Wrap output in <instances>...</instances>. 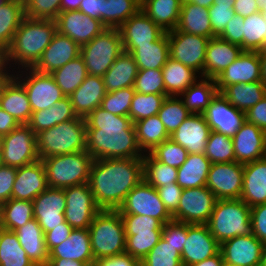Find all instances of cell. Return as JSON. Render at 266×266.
Returning a JSON list of instances; mask_svg holds the SVG:
<instances>
[{"label": "cell", "mask_w": 266, "mask_h": 266, "mask_svg": "<svg viewBox=\"0 0 266 266\" xmlns=\"http://www.w3.org/2000/svg\"><path fill=\"white\" fill-rule=\"evenodd\" d=\"M85 120L86 150L94 160L143 157L130 117L114 115L99 106Z\"/></svg>", "instance_id": "obj_1"}, {"label": "cell", "mask_w": 266, "mask_h": 266, "mask_svg": "<svg viewBox=\"0 0 266 266\" xmlns=\"http://www.w3.org/2000/svg\"><path fill=\"white\" fill-rule=\"evenodd\" d=\"M143 174V157L94 160L88 184L96 205L118 210L131 190L144 180Z\"/></svg>", "instance_id": "obj_2"}, {"label": "cell", "mask_w": 266, "mask_h": 266, "mask_svg": "<svg viewBox=\"0 0 266 266\" xmlns=\"http://www.w3.org/2000/svg\"><path fill=\"white\" fill-rule=\"evenodd\" d=\"M56 31L55 20L30 19L25 16L2 58L13 71L33 67L50 44ZM14 64L18 67L16 68Z\"/></svg>", "instance_id": "obj_3"}, {"label": "cell", "mask_w": 266, "mask_h": 266, "mask_svg": "<svg viewBox=\"0 0 266 266\" xmlns=\"http://www.w3.org/2000/svg\"><path fill=\"white\" fill-rule=\"evenodd\" d=\"M40 160L47 157L72 154L86 150L87 128L84 117L77 116L43 130L36 135Z\"/></svg>", "instance_id": "obj_4"}, {"label": "cell", "mask_w": 266, "mask_h": 266, "mask_svg": "<svg viewBox=\"0 0 266 266\" xmlns=\"http://www.w3.org/2000/svg\"><path fill=\"white\" fill-rule=\"evenodd\" d=\"M88 231L94 260L125 254L126 235L118 210L101 209Z\"/></svg>", "instance_id": "obj_5"}, {"label": "cell", "mask_w": 266, "mask_h": 266, "mask_svg": "<svg viewBox=\"0 0 266 266\" xmlns=\"http://www.w3.org/2000/svg\"><path fill=\"white\" fill-rule=\"evenodd\" d=\"M251 209L241 199L217 200L207 223L212 236L221 244L236 236L252 233Z\"/></svg>", "instance_id": "obj_6"}, {"label": "cell", "mask_w": 266, "mask_h": 266, "mask_svg": "<svg viewBox=\"0 0 266 266\" xmlns=\"http://www.w3.org/2000/svg\"><path fill=\"white\" fill-rule=\"evenodd\" d=\"M41 161L45 167L48 187L63 189L88 183L94 159L85 150L47 157Z\"/></svg>", "instance_id": "obj_7"}, {"label": "cell", "mask_w": 266, "mask_h": 266, "mask_svg": "<svg viewBox=\"0 0 266 266\" xmlns=\"http://www.w3.org/2000/svg\"><path fill=\"white\" fill-rule=\"evenodd\" d=\"M124 52L118 28H106L89 43L81 46L88 75L103 77L117 57Z\"/></svg>", "instance_id": "obj_8"}, {"label": "cell", "mask_w": 266, "mask_h": 266, "mask_svg": "<svg viewBox=\"0 0 266 266\" xmlns=\"http://www.w3.org/2000/svg\"><path fill=\"white\" fill-rule=\"evenodd\" d=\"M22 69L15 70L14 77L24 86L32 112L50 108L65 97L51 74Z\"/></svg>", "instance_id": "obj_9"}, {"label": "cell", "mask_w": 266, "mask_h": 266, "mask_svg": "<svg viewBox=\"0 0 266 266\" xmlns=\"http://www.w3.org/2000/svg\"><path fill=\"white\" fill-rule=\"evenodd\" d=\"M35 132L20 124L9 134L0 138L3 165L22 167L39 160Z\"/></svg>", "instance_id": "obj_10"}, {"label": "cell", "mask_w": 266, "mask_h": 266, "mask_svg": "<svg viewBox=\"0 0 266 266\" xmlns=\"http://www.w3.org/2000/svg\"><path fill=\"white\" fill-rule=\"evenodd\" d=\"M216 196L207 186L183 189L174 221L187 224H207L214 210Z\"/></svg>", "instance_id": "obj_11"}, {"label": "cell", "mask_w": 266, "mask_h": 266, "mask_svg": "<svg viewBox=\"0 0 266 266\" xmlns=\"http://www.w3.org/2000/svg\"><path fill=\"white\" fill-rule=\"evenodd\" d=\"M118 211L120 214L148 215L158 219L163 225L173 220L159 198L157 189L145 180L131 190Z\"/></svg>", "instance_id": "obj_12"}, {"label": "cell", "mask_w": 266, "mask_h": 266, "mask_svg": "<svg viewBox=\"0 0 266 266\" xmlns=\"http://www.w3.org/2000/svg\"><path fill=\"white\" fill-rule=\"evenodd\" d=\"M170 57L202 75L210 38L181 32H167Z\"/></svg>", "instance_id": "obj_13"}, {"label": "cell", "mask_w": 266, "mask_h": 266, "mask_svg": "<svg viewBox=\"0 0 266 266\" xmlns=\"http://www.w3.org/2000/svg\"><path fill=\"white\" fill-rule=\"evenodd\" d=\"M66 198L65 221L73 229H86L101 210L95 203L88 183L63 188Z\"/></svg>", "instance_id": "obj_14"}, {"label": "cell", "mask_w": 266, "mask_h": 266, "mask_svg": "<svg viewBox=\"0 0 266 266\" xmlns=\"http://www.w3.org/2000/svg\"><path fill=\"white\" fill-rule=\"evenodd\" d=\"M244 164L238 162L211 164L206 186L217 200L240 199Z\"/></svg>", "instance_id": "obj_15"}, {"label": "cell", "mask_w": 266, "mask_h": 266, "mask_svg": "<svg viewBox=\"0 0 266 266\" xmlns=\"http://www.w3.org/2000/svg\"><path fill=\"white\" fill-rule=\"evenodd\" d=\"M220 252V243L207 224H187V236L181 253L182 265L191 266Z\"/></svg>", "instance_id": "obj_16"}, {"label": "cell", "mask_w": 266, "mask_h": 266, "mask_svg": "<svg viewBox=\"0 0 266 266\" xmlns=\"http://www.w3.org/2000/svg\"><path fill=\"white\" fill-rule=\"evenodd\" d=\"M55 22L56 30L71 38L80 47L106 29L100 20L91 18L79 10L60 12Z\"/></svg>", "instance_id": "obj_17"}, {"label": "cell", "mask_w": 266, "mask_h": 266, "mask_svg": "<svg viewBox=\"0 0 266 266\" xmlns=\"http://www.w3.org/2000/svg\"><path fill=\"white\" fill-rule=\"evenodd\" d=\"M32 203L34 219L38 221L44 233L62 226L66 207L64 189L48 187Z\"/></svg>", "instance_id": "obj_18"}, {"label": "cell", "mask_w": 266, "mask_h": 266, "mask_svg": "<svg viewBox=\"0 0 266 266\" xmlns=\"http://www.w3.org/2000/svg\"><path fill=\"white\" fill-rule=\"evenodd\" d=\"M118 29L123 50L127 53H131L140 45L152 44L165 33L141 9L130 16Z\"/></svg>", "instance_id": "obj_19"}, {"label": "cell", "mask_w": 266, "mask_h": 266, "mask_svg": "<svg viewBox=\"0 0 266 266\" xmlns=\"http://www.w3.org/2000/svg\"><path fill=\"white\" fill-rule=\"evenodd\" d=\"M264 244L252 233L220 244L223 261L236 266H261Z\"/></svg>", "instance_id": "obj_20"}, {"label": "cell", "mask_w": 266, "mask_h": 266, "mask_svg": "<svg viewBox=\"0 0 266 266\" xmlns=\"http://www.w3.org/2000/svg\"><path fill=\"white\" fill-rule=\"evenodd\" d=\"M211 131L233 137L245 123V113L233 107L221 93H217L203 113Z\"/></svg>", "instance_id": "obj_21"}, {"label": "cell", "mask_w": 266, "mask_h": 266, "mask_svg": "<svg viewBox=\"0 0 266 266\" xmlns=\"http://www.w3.org/2000/svg\"><path fill=\"white\" fill-rule=\"evenodd\" d=\"M261 81V61L257 51H242L239 57L215 78L218 93L226 86Z\"/></svg>", "instance_id": "obj_22"}, {"label": "cell", "mask_w": 266, "mask_h": 266, "mask_svg": "<svg viewBox=\"0 0 266 266\" xmlns=\"http://www.w3.org/2000/svg\"><path fill=\"white\" fill-rule=\"evenodd\" d=\"M232 140L235 162L246 164L266 157V132L256 125L245 121Z\"/></svg>", "instance_id": "obj_23"}, {"label": "cell", "mask_w": 266, "mask_h": 266, "mask_svg": "<svg viewBox=\"0 0 266 266\" xmlns=\"http://www.w3.org/2000/svg\"><path fill=\"white\" fill-rule=\"evenodd\" d=\"M80 53L81 47L75 41L56 31L50 44L32 68L38 72L51 74L69 61L77 58Z\"/></svg>", "instance_id": "obj_24"}, {"label": "cell", "mask_w": 266, "mask_h": 266, "mask_svg": "<svg viewBox=\"0 0 266 266\" xmlns=\"http://www.w3.org/2000/svg\"><path fill=\"white\" fill-rule=\"evenodd\" d=\"M48 188L46 171L39 159L33 163L17 168L12 189V198L33 201Z\"/></svg>", "instance_id": "obj_25"}, {"label": "cell", "mask_w": 266, "mask_h": 266, "mask_svg": "<svg viewBox=\"0 0 266 266\" xmlns=\"http://www.w3.org/2000/svg\"><path fill=\"white\" fill-rule=\"evenodd\" d=\"M210 132L203 114H191L170 135V139L184 147L189 154H204Z\"/></svg>", "instance_id": "obj_26"}, {"label": "cell", "mask_w": 266, "mask_h": 266, "mask_svg": "<svg viewBox=\"0 0 266 266\" xmlns=\"http://www.w3.org/2000/svg\"><path fill=\"white\" fill-rule=\"evenodd\" d=\"M242 51L239 45L230 43L219 36L210 38L203 73L200 77L215 79L239 57Z\"/></svg>", "instance_id": "obj_27"}, {"label": "cell", "mask_w": 266, "mask_h": 266, "mask_svg": "<svg viewBox=\"0 0 266 266\" xmlns=\"http://www.w3.org/2000/svg\"><path fill=\"white\" fill-rule=\"evenodd\" d=\"M106 93L103 78L88 75L83 83L69 96L74 113L86 118L101 105Z\"/></svg>", "instance_id": "obj_28"}, {"label": "cell", "mask_w": 266, "mask_h": 266, "mask_svg": "<svg viewBox=\"0 0 266 266\" xmlns=\"http://www.w3.org/2000/svg\"><path fill=\"white\" fill-rule=\"evenodd\" d=\"M240 199L250 208L266 203V157L244 164Z\"/></svg>", "instance_id": "obj_29"}, {"label": "cell", "mask_w": 266, "mask_h": 266, "mask_svg": "<svg viewBox=\"0 0 266 266\" xmlns=\"http://www.w3.org/2000/svg\"><path fill=\"white\" fill-rule=\"evenodd\" d=\"M49 258L77 260L93 266L95 260L88 228L73 229L66 240L49 251Z\"/></svg>", "instance_id": "obj_30"}, {"label": "cell", "mask_w": 266, "mask_h": 266, "mask_svg": "<svg viewBox=\"0 0 266 266\" xmlns=\"http://www.w3.org/2000/svg\"><path fill=\"white\" fill-rule=\"evenodd\" d=\"M14 232L18 236L22 248L35 266L48 265L49 250L45 243L44 232L36 219L33 218Z\"/></svg>", "instance_id": "obj_31"}, {"label": "cell", "mask_w": 266, "mask_h": 266, "mask_svg": "<svg viewBox=\"0 0 266 266\" xmlns=\"http://www.w3.org/2000/svg\"><path fill=\"white\" fill-rule=\"evenodd\" d=\"M0 107L20 124H27L32 109L24 86L13 76L0 94Z\"/></svg>", "instance_id": "obj_32"}, {"label": "cell", "mask_w": 266, "mask_h": 266, "mask_svg": "<svg viewBox=\"0 0 266 266\" xmlns=\"http://www.w3.org/2000/svg\"><path fill=\"white\" fill-rule=\"evenodd\" d=\"M140 8L139 0H96V19L106 28H119Z\"/></svg>", "instance_id": "obj_33"}, {"label": "cell", "mask_w": 266, "mask_h": 266, "mask_svg": "<svg viewBox=\"0 0 266 266\" xmlns=\"http://www.w3.org/2000/svg\"><path fill=\"white\" fill-rule=\"evenodd\" d=\"M138 70L133 56L122 52L102 77L106 91L112 92L134 86Z\"/></svg>", "instance_id": "obj_34"}, {"label": "cell", "mask_w": 266, "mask_h": 266, "mask_svg": "<svg viewBox=\"0 0 266 266\" xmlns=\"http://www.w3.org/2000/svg\"><path fill=\"white\" fill-rule=\"evenodd\" d=\"M220 93L233 107L246 113L266 97V86L262 81L238 83L226 86Z\"/></svg>", "instance_id": "obj_35"}, {"label": "cell", "mask_w": 266, "mask_h": 266, "mask_svg": "<svg viewBox=\"0 0 266 266\" xmlns=\"http://www.w3.org/2000/svg\"><path fill=\"white\" fill-rule=\"evenodd\" d=\"M76 117L69 96H65L50 108L32 112L27 125L37 135L43 130Z\"/></svg>", "instance_id": "obj_36"}, {"label": "cell", "mask_w": 266, "mask_h": 266, "mask_svg": "<svg viewBox=\"0 0 266 266\" xmlns=\"http://www.w3.org/2000/svg\"><path fill=\"white\" fill-rule=\"evenodd\" d=\"M167 96H180L190 85H193L200 76L192 68L169 57L162 68Z\"/></svg>", "instance_id": "obj_37"}, {"label": "cell", "mask_w": 266, "mask_h": 266, "mask_svg": "<svg viewBox=\"0 0 266 266\" xmlns=\"http://www.w3.org/2000/svg\"><path fill=\"white\" fill-rule=\"evenodd\" d=\"M177 30L207 38L213 37L208 8L187 2L181 6Z\"/></svg>", "instance_id": "obj_38"}, {"label": "cell", "mask_w": 266, "mask_h": 266, "mask_svg": "<svg viewBox=\"0 0 266 266\" xmlns=\"http://www.w3.org/2000/svg\"><path fill=\"white\" fill-rule=\"evenodd\" d=\"M182 4L178 0H147L141 10L164 32L177 28Z\"/></svg>", "instance_id": "obj_39"}, {"label": "cell", "mask_w": 266, "mask_h": 266, "mask_svg": "<svg viewBox=\"0 0 266 266\" xmlns=\"http://www.w3.org/2000/svg\"><path fill=\"white\" fill-rule=\"evenodd\" d=\"M210 166L205 154H188L185 163L177 169L176 183L182 189L206 186Z\"/></svg>", "instance_id": "obj_40"}, {"label": "cell", "mask_w": 266, "mask_h": 266, "mask_svg": "<svg viewBox=\"0 0 266 266\" xmlns=\"http://www.w3.org/2000/svg\"><path fill=\"white\" fill-rule=\"evenodd\" d=\"M130 54L139 70L162 69L170 57L167 32L152 44L136 47Z\"/></svg>", "instance_id": "obj_41"}, {"label": "cell", "mask_w": 266, "mask_h": 266, "mask_svg": "<svg viewBox=\"0 0 266 266\" xmlns=\"http://www.w3.org/2000/svg\"><path fill=\"white\" fill-rule=\"evenodd\" d=\"M217 93L215 79L200 77L179 97L191 114H203Z\"/></svg>", "instance_id": "obj_42"}, {"label": "cell", "mask_w": 266, "mask_h": 266, "mask_svg": "<svg viewBox=\"0 0 266 266\" xmlns=\"http://www.w3.org/2000/svg\"><path fill=\"white\" fill-rule=\"evenodd\" d=\"M25 17L23 0H9L0 7V55L12 42L13 36Z\"/></svg>", "instance_id": "obj_43"}, {"label": "cell", "mask_w": 266, "mask_h": 266, "mask_svg": "<svg viewBox=\"0 0 266 266\" xmlns=\"http://www.w3.org/2000/svg\"><path fill=\"white\" fill-rule=\"evenodd\" d=\"M136 140L143 154L151 152L163 141L170 139L158 115L134 122Z\"/></svg>", "instance_id": "obj_44"}, {"label": "cell", "mask_w": 266, "mask_h": 266, "mask_svg": "<svg viewBox=\"0 0 266 266\" xmlns=\"http://www.w3.org/2000/svg\"><path fill=\"white\" fill-rule=\"evenodd\" d=\"M58 87L65 96H70L88 76L84 59L81 55L51 73Z\"/></svg>", "instance_id": "obj_45"}, {"label": "cell", "mask_w": 266, "mask_h": 266, "mask_svg": "<svg viewBox=\"0 0 266 266\" xmlns=\"http://www.w3.org/2000/svg\"><path fill=\"white\" fill-rule=\"evenodd\" d=\"M0 266H35L14 231L0 228Z\"/></svg>", "instance_id": "obj_46"}, {"label": "cell", "mask_w": 266, "mask_h": 266, "mask_svg": "<svg viewBox=\"0 0 266 266\" xmlns=\"http://www.w3.org/2000/svg\"><path fill=\"white\" fill-rule=\"evenodd\" d=\"M33 218L32 201L11 198L2 204L0 228L15 231Z\"/></svg>", "instance_id": "obj_47"}, {"label": "cell", "mask_w": 266, "mask_h": 266, "mask_svg": "<svg viewBox=\"0 0 266 266\" xmlns=\"http://www.w3.org/2000/svg\"><path fill=\"white\" fill-rule=\"evenodd\" d=\"M243 51L266 49V18L258 11L243 17Z\"/></svg>", "instance_id": "obj_48"}, {"label": "cell", "mask_w": 266, "mask_h": 266, "mask_svg": "<svg viewBox=\"0 0 266 266\" xmlns=\"http://www.w3.org/2000/svg\"><path fill=\"white\" fill-rule=\"evenodd\" d=\"M143 173L144 180L156 189L168 183H176L178 177L177 168L154 159L149 153L143 155Z\"/></svg>", "instance_id": "obj_49"}, {"label": "cell", "mask_w": 266, "mask_h": 266, "mask_svg": "<svg viewBox=\"0 0 266 266\" xmlns=\"http://www.w3.org/2000/svg\"><path fill=\"white\" fill-rule=\"evenodd\" d=\"M191 115L179 96H167L162 103L158 116L169 135Z\"/></svg>", "instance_id": "obj_50"}, {"label": "cell", "mask_w": 266, "mask_h": 266, "mask_svg": "<svg viewBox=\"0 0 266 266\" xmlns=\"http://www.w3.org/2000/svg\"><path fill=\"white\" fill-rule=\"evenodd\" d=\"M204 154L211 164L235 162L232 137L211 131Z\"/></svg>", "instance_id": "obj_51"}, {"label": "cell", "mask_w": 266, "mask_h": 266, "mask_svg": "<svg viewBox=\"0 0 266 266\" xmlns=\"http://www.w3.org/2000/svg\"><path fill=\"white\" fill-rule=\"evenodd\" d=\"M166 97V94H142L135 92L129 111V117L132 122L158 115Z\"/></svg>", "instance_id": "obj_52"}, {"label": "cell", "mask_w": 266, "mask_h": 266, "mask_svg": "<svg viewBox=\"0 0 266 266\" xmlns=\"http://www.w3.org/2000/svg\"><path fill=\"white\" fill-rule=\"evenodd\" d=\"M140 264L142 266H183L181 253L162 238L140 261Z\"/></svg>", "instance_id": "obj_53"}, {"label": "cell", "mask_w": 266, "mask_h": 266, "mask_svg": "<svg viewBox=\"0 0 266 266\" xmlns=\"http://www.w3.org/2000/svg\"><path fill=\"white\" fill-rule=\"evenodd\" d=\"M149 154L154 159L178 169L185 163L189 153L180 144L168 139L156 146Z\"/></svg>", "instance_id": "obj_54"}, {"label": "cell", "mask_w": 266, "mask_h": 266, "mask_svg": "<svg viewBox=\"0 0 266 266\" xmlns=\"http://www.w3.org/2000/svg\"><path fill=\"white\" fill-rule=\"evenodd\" d=\"M135 92L134 86L107 92L101 101L100 107L114 115L129 117V111Z\"/></svg>", "instance_id": "obj_55"}, {"label": "cell", "mask_w": 266, "mask_h": 266, "mask_svg": "<svg viewBox=\"0 0 266 266\" xmlns=\"http://www.w3.org/2000/svg\"><path fill=\"white\" fill-rule=\"evenodd\" d=\"M161 233L162 231H152V233L126 235L125 254L141 261L159 242Z\"/></svg>", "instance_id": "obj_56"}, {"label": "cell", "mask_w": 266, "mask_h": 266, "mask_svg": "<svg viewBox=\"0 0 266 266\" xmlns=\"http://www.w3.org/2000/svg\"><path fill=\"white\" fill-rule=\"evenodd\" d=\"M134 89L142 94H165L162 69L138 70Z\"/></svg>", "instance_id": "obj_57"}, {"label": "cell", "mask_w": 266, "mask_h": 266, "mask_svg": "<svg viewBox=\"0 0 266 266\" xmlns=\"http://www.w3.org/2000/svg\"><path fill=\"white\" fill-rule=\"evenodd\" d=\"M124 223L125 235H136L162 231L163 224L148 215L121 214Z\"/></svg>", "instance_id": "obj_58"}, {"label": "cell", "mask_w": 266, "mask_h": 266, "mask_svg": "<svg viewBox=\"0 0 266 266\" xmlns=\"http://www.w3.org/2000/svg\"><path fill=\"white\" fill-rule=\"evenodd\" d=\"M25 16L30 19L55 20L60 13L61 0H23Z\"/></svg>", "instance_id": "obj_59"}, {"label": "cell", "mask_w": 266, "mask_h": 266, "mask_svg": "<svg viewBox=\"0 0 266 266\" xmlns=\"http://www.w3.org/2000/svg\"><path fill=\"white\" fill-rule=\"evenodd\" d=\"M208 13L210 15L213 37L220 36L225 30L228 22L236 14L233 6H223L217 4H213L210 8H208Z\"/></svg>", "instance_id": "obj_60"}, {"label": "cell", "mask_w": 266, "mask_h": 266, "mask_svg": "<svg viewBox=\"0 0 266 266\" xmlns=\"http://www.w3.org/2000/svg\"><path fill=\"white\" fill-rule=\"evenodd\" d=\"M187 236V223L170 221L163 225L161 238L182 253Z\"/></svg>", "instance_id": "obj_61"}, {"label": "cell", "mask_w": 266, "mask_h": 266, "mask_svg": "<svg viewBox=\"0 0 266 266\" xmlns=\"http://www.w3.org/2000/svg\"><path fill=\"white\" fill-rule=\"evenodd\" d=\"M183 189L177 183H168L157 188L159 198L172 215L177 209Z\"/></svg>", "instance_id": "obj_62"}, {"label": "cell", "mask_w": 266, "mask_h": 266, "mask_svg": "<svg viewBox=\"0 0 266 266\" xmlns=\"http://www.w3.org/2000/svg\"><path fill=\"white\" fill-rule=\"evenodd\" d=\"M250 209L252 234L266 244V203L253 206Z\"/></svg>", "instance_id": "obj_63"}, {"label": "cell", "mask_w": 266, "mask_h": 266, "mask_svg": "<svg viewBox=\"0 0 266 266\" xmlns=\"http://www.w3.org/2000/svg\"><path fill=\"white\" fill-rule=\"evenodd\" d=\"M243 27V17L235 14L219 37L230 43L239 45L243 50Z\"/></svg>", "instance_id": "obj_64"}, {"label": "cell", "mask_w": 266, "mask_h": 266, "mask_svg": "<svg viewBox=\"0 0 266 266\" xmlns=\"http://www.w3.org/2000/svg\"><path fill=\"white\" fill-rule=\"evenodd\" d=\"M17 168L7 165L0 166V203L3 204L12 198V189Z\"/></svg>", "instance_id": "obj_65"}, {"label": "cell", "mask_w": 266, "mask_h": 266, "mask_svg": "<svg viewBox=\"0 0 266 266\" xmlns=\"http://www.w3.org/2000/svg\"><path fill=\"white\" fill-rule=\"evenodd\" d=\"M73 228L70 224L66 221L62 223V226H57L56 228L52 229L51 231L45 232V243L50 251L54 246L59 245L64 240H66Z\"/></svg>", "instance_id": "obj_66"}, {"label": "cell", "mask_w": 266, "mask_h": 266, "mask_svg": "<svg viewBox=\"0 0 266 266\" xmlns=\"http://www.w3.org/2000/svg\"><path fill=\"white\" fill-rule=\"evenodd\" d=\"M245 119L266 132V97L245 113Z\"/></svg>", "instance_id": "obj_67"}, {"label": "cell", "mask_w": 266, "mask_h": 266, "mask_svg": "<svg viewBox=\"0 0 266 266\" xmlns=\"http://www.w3.org/2000/svg\"><path fill=\"white\" fill-rule=\"evenodd\" d=\"M140 261L128 254H122L110 258H102L94 261L93 266H139Z\"/></svg>", "instance_id": "obj_68"}, {"label": "cell", "mask_w": 266, "mask_h": 266, "mask_svg": "<svg viewBox=\"0 0 266 266\" xmlns=\"http://www.w3.org/2000/svg\"><path fill=\"white\" fill-rule=\"evenodd\" d=\"M233 9L241 17H246L259 11L256 0H235Z\"/></svg>", "instance_id": "obj_69"}, {"label": "cell", "mask_w": 266, "mask_h": 266, "mask_svg": "<svg viewBox=\"0 0 266 266\" xmlns=\"http://www.w3.org/2000/svg\"><path fill=\"white\" fill-rule=\"evenodd\" d=\"M19 125L20 123L12 115L0 107V138L9 134Z\"/></svg>", "instance_id": "obj_70"}, {"label": "cell", "mask_w": 266, "mask_h": 266, "mask_svg": "<svg viewBox=\"0 0 266 266\" xmlns=\"http://www.w3.org/2000/svg\"><path fill=\"white\" fill-rule=\"evenodd\" d=\"M9 66V67H8ZM10 65L3 59H0V94L4 86L10 81V79L14 76L13 70L11 71Z\"/></svg>", "instance_id": "obj_71"}, {"label": "cell", "mask_w": 266, "mask_h": 266, "mask_svg": "<svg viewBox=\"0 0 266 266\" xmlns=\"http://www.w3.org/2000/svg\"><path fill=\"white\" fill-rule=\"evenodd\" d=\"M47 266H89L85 262L64 258H49Z\"/></svg>", "instance_id": "obj_72"}, {"label": "cell", "mask_w": 266, "mask_h": 266, "mask_svg": "<svg viewBox=\"0 0 266 266\" xmlns=\"http://www.w3.org/2000/svg\"><path fill=\"white\" fill-rule=\"evenodd\" d=\"M79 11L96 19V0H82Z\"/></svg>", "instance_id": "obj_73"}, {"label": "cell", "mask_w": 266, "mask_h": 266, "mask_svg": "<svg viewBox=\"0 0 266 266\" xmlns=\"http://www.w3.org/2000/svg\"><path fill=\"white\" fill-rule=\"evenodd\" d=\"M223 257L221 252H219L218 254L207 258L199 263L193 264L191 266H222L223 264Z\"/></svg>", "instance_id": "obj_74"}, {"label": "cell", "mask_w": 266, "mask_h": 266, "mask_svg": "<svg viewBox=\"0 0 266 266\" xmlns=\"http://www.w3.org/2000/svg\"><path fill=\"white\" fill-rule=\"evenodd\" d=\"M82 0H61L60 12L79 10Z\"/></svg>", "instance_id": "obj_75"}, {"label": "cell", "mask_w": 266, "mask_h": 266, "mask_svg": "<svg viewBox=\"0 0 266 266\" xmlns=\"http://www.w3.org/2000/svg\"><path fill=\"white\" fill-rule=\"evenodd\" d=\"M258 55L261 61V81L266 86V49L259 50Z\"/></svg>", "instance_id": "obj_76"}, {"label": "cell", "mask_w": 266, "mask_h": 266, "mask_svg": "<svg viewBox=\"0 0 266 266\" xmlns=\"http://www.w3.org/2000/svg\"><path fill=\"white\" fill-rule=\"evenodd\" d=\"M189 2L201 7L210 8L213 5L214 0H189Z\"/></svg>", "instance_id": "obj_77"}, {"label": "cell", "mask_w": 266, "mask_h": 266, "mask_svg": "<svg viewBox=\"0 0 266 266\" xmlns=\"http://www.w3.org/2000/svg\"><path fill=\"white\" fill-rule=\"evenodd\" d=\"M235 0H214L213 4L223 5V6H233Z\"/></svg>", "instance_id": "obj_78"}, {"label": "cell", "mask_w": 266, "mask_h": 266, "mask_svg": "<svg viewBox=\"0 0 266 266\" xmlns=\"http://www.w3.org/2000/svg\"><path fill=\"white\" fill-rule=\"evenodd\" d=\"M259 11L266 13V0H256Z\"/></svg>", "instance_id": "obj_79"}, {"label": "cell", "mask_w": 266, "mask_h": 266, "mask_svg": "<svg viewBox=\"0 0 266 266\" xmlns=\"http://www.w3.org/2000/svg\"><path fill=\"white\" fill-rule=\"evenodd\" d=\"M261 266H266V244H264Z\"/></svg>", "instance_id": "obj_80"}]
</instances>
